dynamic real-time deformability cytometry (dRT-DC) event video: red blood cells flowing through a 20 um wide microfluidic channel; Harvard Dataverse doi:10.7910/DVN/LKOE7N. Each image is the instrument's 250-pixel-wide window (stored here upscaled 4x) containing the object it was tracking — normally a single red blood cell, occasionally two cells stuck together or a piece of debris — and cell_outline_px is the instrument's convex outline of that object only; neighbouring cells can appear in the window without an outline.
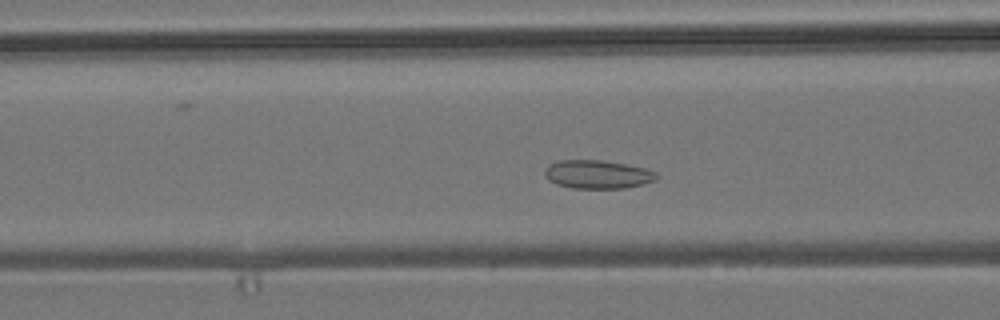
{"species": "common noctule bat (a hibernating species)", "species_latin": "Nyctalus noctula", "temperature_condition": "room temperature", "stored_images_in_passage": 41, "camera_frame_rate_fps": 3000, "um_per_image_px": 0.085, "animal": {"sex": "male", "body_mass_g": 19.2, "forearm_length_mm": 51.8}, "frame": {"image": 1, "passage_image": 7, "time_ms": 2.0, "image_size_px": [1000, 320], "cell_outline_px": [[660, 176], [656, 180], [644, 184], [624, 188], [572, 188], [556, 184], [548, 180], [544, 176], [544, 172], [548, 164], [556, 160], [600, 160], [648, 168], [656, 172]], "centroid_in_image_um": [50.79, 14.82], "position_along_channel_um": 115.8, "area_um2": 18.79}}
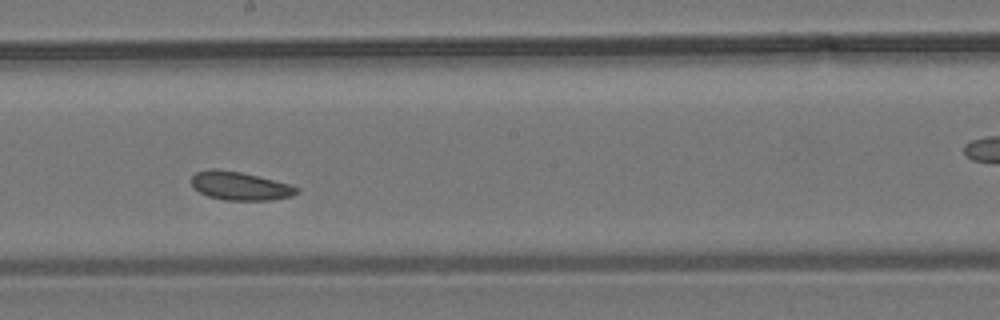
{"frame": {"image": 2, "passage_image": 16, "time_ms": 5.0, "image_size_px": [1000, 320], "cell_outline_px": [[300, 192], [292, 196], [272, 200], [224, 200], [208, 196], [200, 192], [192, 184], [192, 176], [196, 172], [208, 168], [216, 168], [240, 172], [288, 184], [300, 188]], "centroid_in_image_um": [20.4, 15.8], "position_along_channel_um": 227.8, "area_um2": 17.34}}
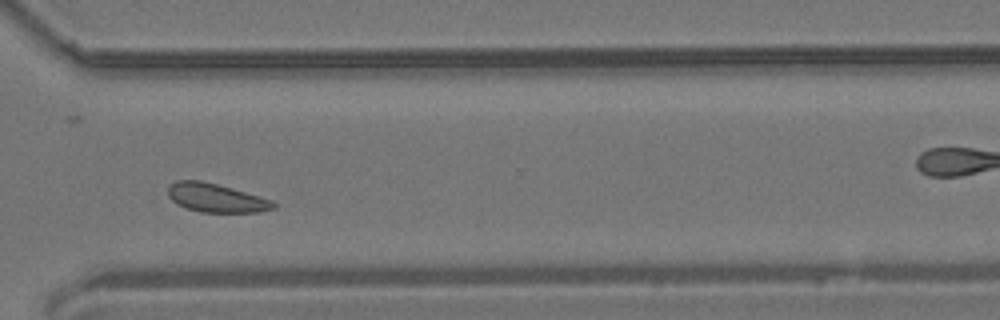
{"frame": {"image": 3, "passage_image": 26, "time_ms": 8.333, "image_size_px": [1000, 320], "cell_outline_px": [[276, 208], [256, 212], [200, 212], [176, 204], [168, 196], [168, 184], [176, 180], [200, 180], [216, 184], [272, 200], [276, 204]], "centroid_in_image_um": [18.32, 16.82], "position_along_channel_um": 352.3, "area_um2": 17.46}, "authors_computed_cell_mechanics": {"area_um2": 17.8602, "velocity_mm_per_s": 3.7324, "shape_relaxation_time_tau1_ms": null, "shape_relaxation_time_tau2_ms": 3.4942, "deformation_change_tau1": null, "deformation_change_tau2": 0.0808}}